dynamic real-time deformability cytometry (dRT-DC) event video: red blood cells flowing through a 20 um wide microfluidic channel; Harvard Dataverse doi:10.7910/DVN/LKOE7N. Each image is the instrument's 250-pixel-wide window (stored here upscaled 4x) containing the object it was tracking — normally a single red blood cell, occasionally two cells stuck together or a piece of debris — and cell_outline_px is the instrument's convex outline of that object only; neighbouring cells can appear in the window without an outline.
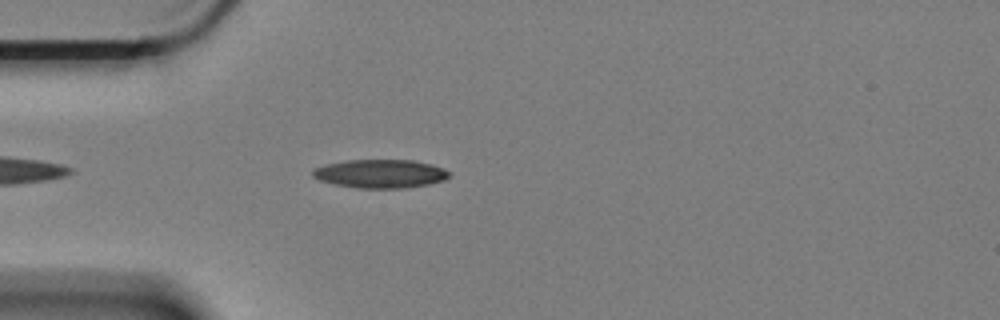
{"species": "Egyptian fruit bat (a non-hibernating species)", "species_latin": "Rousettus aegyptiacus", "temperature_condition": "cold", "stored_images_in_passage": 28, "camera_frame_rate_fps": 3000, "um_per_image_px": 0.085, "animal": {"sex": "female"}, "frame": {"image": 1, "passage_image": 5, "time_ms": 1.333, "image_size_px": [1000, 320], "cell_outline_px": [[452, 176], [444, 180], [428, 184], [404, 188], [356, 188], [336, 184], [320, 180], [312, 176], [312, 172], [316, 168], [328, 164], [348, 160], [412, 160], [444, 168]], "centroid_in_image_um": [32.35, 14.77], "position_along_channel_um": 52.6, "area_um2": 22.43}}
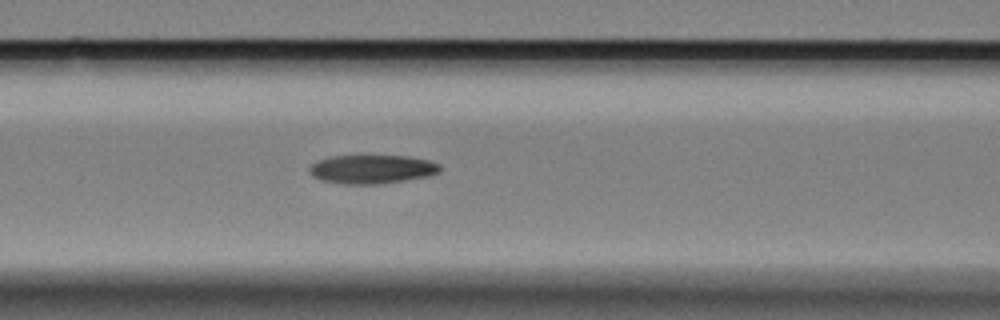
{"frame": {"image": 2, "passage_image": 13, "time_ms": 4.0, "image_size_px": [1000, 320], "cell_outline_px": [[440, 172], [428, 176], [380, 184], [344, 184], [324, 180], [312, 176], [308, 168], [312, 164], [320, 160], [332, 156], [408, 156], [428, 160], [440, 164]], "centroid_in_image_um": [31.64, 14.38], "position_along_channel_um": 135.0, "area_um2": 21.68}}
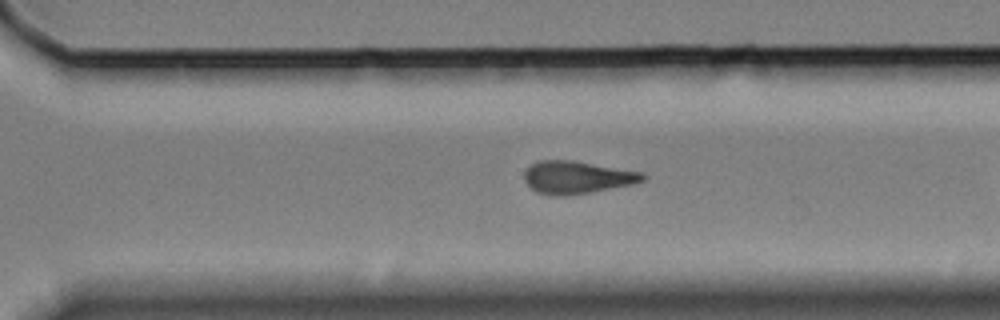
{"frame": {"image": 3, "passage_image": 26, "time_ms": 8.333, "image_size_px": [1000, 320], "cell_outline_px": [[648, 176], [644, 180], [632, 184], [592, 192], [564, 196], [552, 196], [536, 192], [524, 180], [524, 172], [532, 164], [540, 160], [572, 160], [644, 172]], "centroid_in_image_um": [49.06, 15.08], "position_along_channel_um": 321.5, "area_um2": 22.6}}